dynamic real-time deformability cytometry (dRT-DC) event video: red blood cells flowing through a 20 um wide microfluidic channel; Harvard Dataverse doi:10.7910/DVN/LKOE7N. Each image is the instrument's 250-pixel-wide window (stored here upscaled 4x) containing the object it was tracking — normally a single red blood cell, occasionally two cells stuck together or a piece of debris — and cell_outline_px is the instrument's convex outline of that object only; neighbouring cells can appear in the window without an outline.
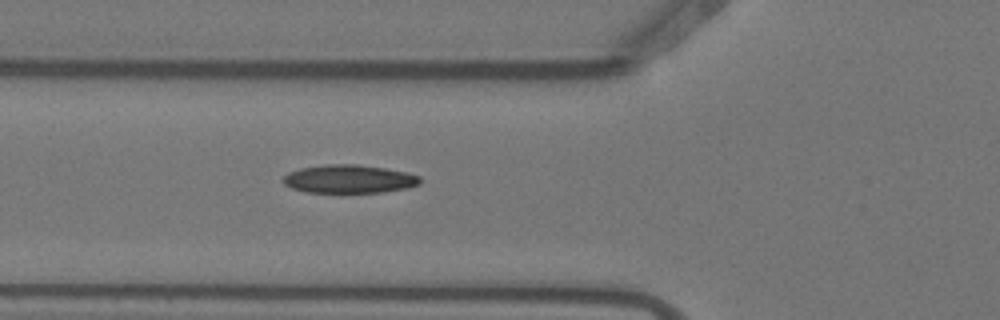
{"species": "Egyptian fruit bat (a non-hibernating species)", "species_latin": "Rousettus aegyptiacus", "temperature_condition": "warm", "stored_images_in_passage": 4, "camera_frame_rate_fps": 3000, "um_per_image_px": 0.085, "animal": {"sex": "female"}, "frame": {"image": 1, "passage_image": 4, "time_ms": 1.0, "image_size_px": [1000, 320], "cell_outline_px": [[420, 184], [404, 188], [380, 192], [308, 192], [292, 188], [284, 184], [280, 180], [288, 172], [300, 168], [328, 164], [356, 164], [384, 168], [408, 172], [420, 176]], "centroid_in_image_um": [29.64, 15.2], "position_along_channel_um": 96.2, "area_um2": 22.48}}